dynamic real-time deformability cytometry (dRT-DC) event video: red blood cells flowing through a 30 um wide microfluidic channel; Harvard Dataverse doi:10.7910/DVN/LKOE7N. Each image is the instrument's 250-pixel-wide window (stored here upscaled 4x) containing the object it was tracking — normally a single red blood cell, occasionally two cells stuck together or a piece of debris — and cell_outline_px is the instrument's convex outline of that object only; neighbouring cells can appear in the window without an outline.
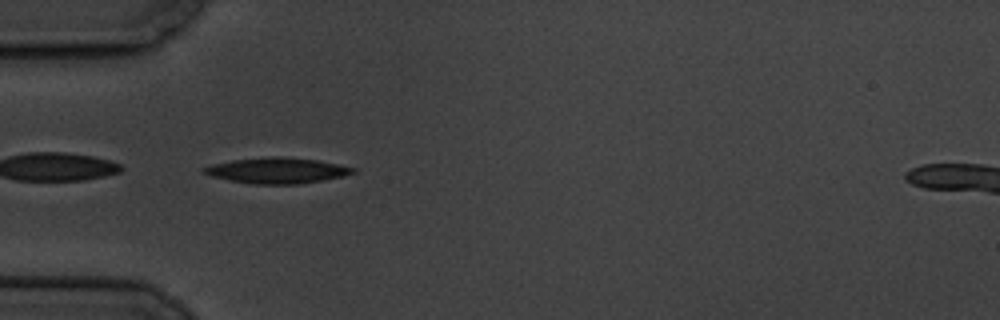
{"species": "common noctule bat (a hibernating species)", "species_latin": "Nyctalus noctula", "temperature_condition": "cold", "stored_images_in_passage": 5, "camera_frame_rate_fps": 3000, "um_per_image_px": 0.085, "animal": {"sex": "male", "body_mass_g": 19.5, "forearm_length_mm": 54.6}, "frame": {"image": 1, "passage_image": 4, "time_ms": 3.333, "image_size_px": [1000, 320], "cell_outline_px": [[356, 172], [344, 176], [296, 184], [256, 184], [232, 180], [212, 176], [204, 172], [200, 168], [212, 164], [232, 160], [272, 156], [280, 156], [316, 160], [356, 168]], "centroid_in_image_um": [23.54, 14.48], "position_along_channel_um": 61.5, "area_um2": 21.96}}